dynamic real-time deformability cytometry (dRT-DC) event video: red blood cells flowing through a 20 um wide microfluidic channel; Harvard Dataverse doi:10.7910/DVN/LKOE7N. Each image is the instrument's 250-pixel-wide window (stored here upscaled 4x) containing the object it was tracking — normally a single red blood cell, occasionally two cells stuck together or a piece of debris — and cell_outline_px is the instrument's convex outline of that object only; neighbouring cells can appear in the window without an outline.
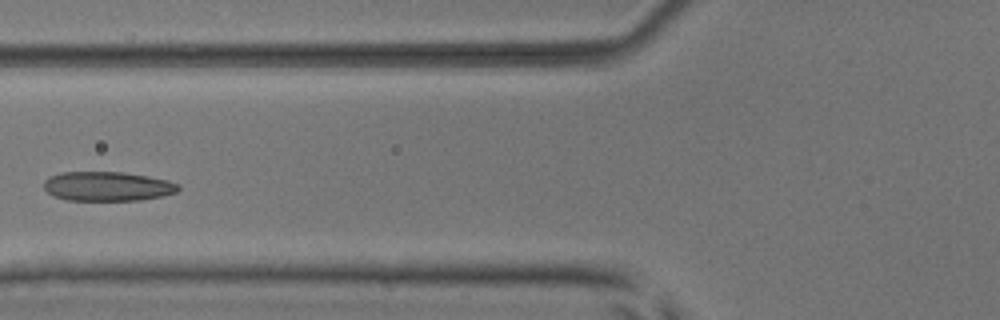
{"species": "common noctule bat (a hibernating species)", "species_latin": "Nyctalus noctula", "temperature_condition": "room temperature", "stored_images_in_passage": 6, "camera_frame_rate_fps": 3000, "um_per_image_px": 0.085, "animal": {"sex": "male", "body_mass_g": 17.9, "forearm_length_mm": 54.2}, "frame": {"image": 1, "passage_image": 4, "time_ms": 1.0, "image_size_px": [1000, 320], "cell_outline_px": [[180, 188], [176, 192], [164, 196], [140, 200], [68, 200], [52, 196], [44, 188], [44, 180], [52, 176], [64, 172], [120, 172], [148, 176], [168, 180], [180, 184]], "centroid_in_image_um": [9.17, 15.84], "position_along_channel_um": 116.6, "area_um2": 23.0}}
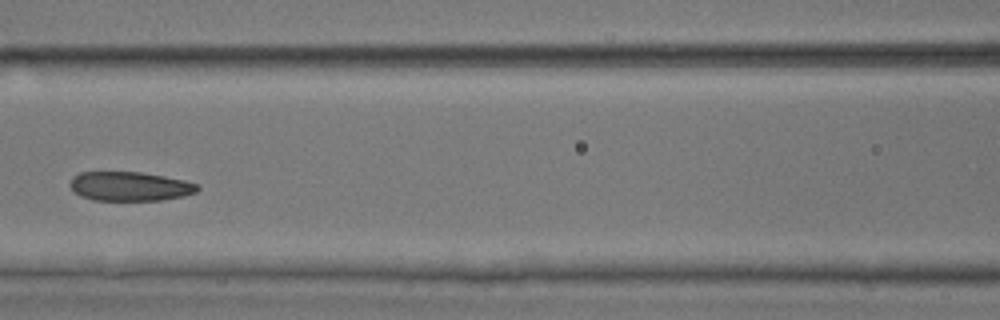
{"frame": {"image": 2, "passage_image": 5, "time_ms": 1.333, "image_size_px": [1000, 320], "cell_outline_px": [[200, 188], [196, 192], [184, 196], [160, 200], [92, 200], [80, 196], [68, 184], [72, 176], [80, 172], [140, 172], [164, 176], [184, 180], [196, 184]], "centroid_in_image_um": [11.01, 15.83], "position_along_channel_um": 155.6, "area_um2": 21.68}}
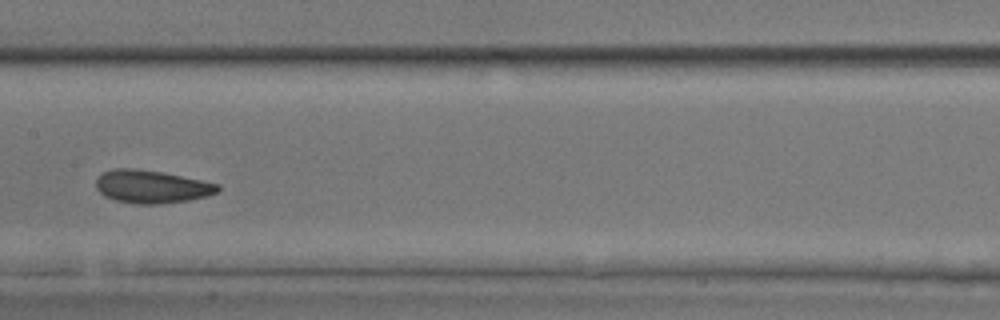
{"frame": {"image": 3, "passage_image": 6, "time_ms": 1.667, "image_size_px": [1000, 320], "cell_outline_px": [[220, 188], [216, 192], [204, 196], [188, 200], [160, 204], [136, 204], [116, 200], [104, 196], [96, 188], [96, 180], [104, 172], [112, 168], [136, 168], [160, 172], [220, 184]], "centroid_in_image_um": [12.85, 15.86], "position_along_channel_um": 194.6, "area_um2": 23.12}}